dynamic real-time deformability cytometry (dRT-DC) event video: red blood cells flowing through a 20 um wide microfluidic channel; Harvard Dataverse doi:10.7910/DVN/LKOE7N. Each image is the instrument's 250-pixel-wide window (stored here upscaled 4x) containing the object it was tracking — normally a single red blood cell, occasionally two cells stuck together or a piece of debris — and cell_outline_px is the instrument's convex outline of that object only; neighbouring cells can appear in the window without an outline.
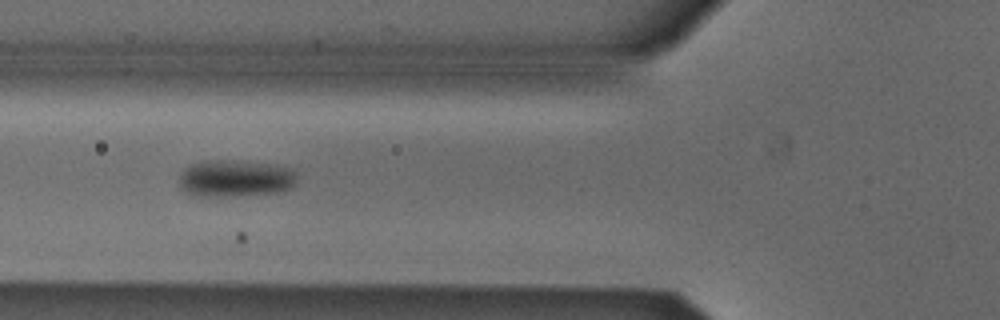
{"species": "Egyptian fruit bat (a non-hibernating species)", "species_latin": "Rousettus aegyptiacus", "temperature_condition": "cold", "stored_images_in_passage": 10, "camera_frame_rate_fps": 3000, "um_per_image_px": 0.085, "animal": {"sex": "male"}, "frame": {"image": 1, "passage_image": 5, "time_ms": 1.333, "image_size_px": [1000, 320], "cell_outline_px": [[296, 180], [292, 188], [284, 192], [228, 196], [196, 196], [188, 192], [180, 184], [180, 176], [184, 168], [192, 164], [204, 160], [248, 160], [268, 164], [284, 168], [292, 172], [296, 176]], "centroid_in_image_um": [20.0, 15.16], "position_along_channel_um": 105.8, "area_um2": 25.26}}